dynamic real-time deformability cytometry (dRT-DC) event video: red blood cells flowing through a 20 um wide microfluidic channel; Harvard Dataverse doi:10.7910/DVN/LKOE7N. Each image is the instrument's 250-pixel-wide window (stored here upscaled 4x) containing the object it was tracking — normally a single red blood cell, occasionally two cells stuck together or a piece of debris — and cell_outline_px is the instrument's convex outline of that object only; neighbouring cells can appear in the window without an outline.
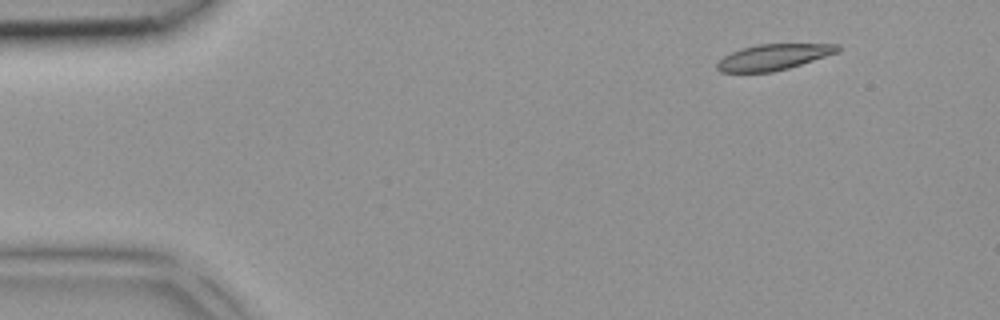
{"species": "common noctule bat (a hibernating species)", "species_latin": "Nyctalus noctula", "temperature_condition": "room temperature", "stored_images_in_passage": 3, "camera_frame_rate_fps": 3000, "um_per_image_px": 0.085, "animal": {"sex": "female", "body_mass_g": 18.4}, "frame": {"image": 1, "passage_image": 1, "time_ms": 0.0, "image_size_px": [1000, 320], "cell_outline_px": [[840, 52], [788, 68], [772, 72], [720, 72], [716, 68], [716, 64], [724, 56], [740, 48], [756, 44], [840, 44]], "centroid_in_image_um": [65.75, 4.84], "position_along_channel_um": 19.2, "area_um2": 18.21}}
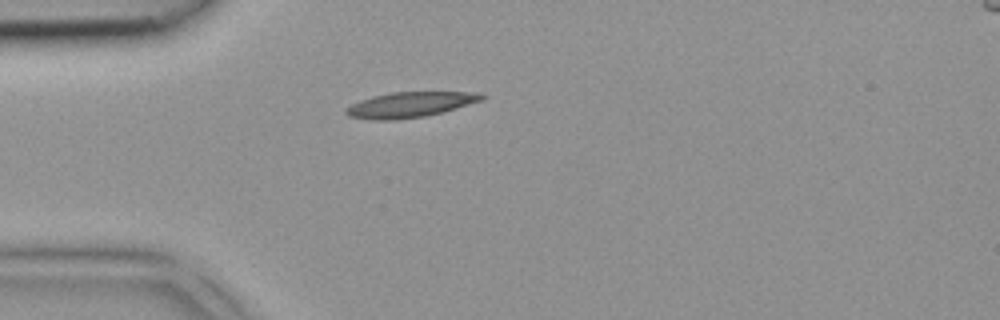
{"frame": {"image": 2, "passage_image": 3, "time_ms": 0.667, "image_size_px": [1000, 320], "cell_outline_px": [[488, 96], [484, 100], [444, 112], [424, 116], [396, 120], [372, 120], [348, 116], [344, 112], [344, 108], [360, 100], [372, 96], [392, 92], [480, 92]], "centroid_in_image_um": [34.88, 8.89], "position_along_channel_um": 50.1, "area_um2": 20.35}}